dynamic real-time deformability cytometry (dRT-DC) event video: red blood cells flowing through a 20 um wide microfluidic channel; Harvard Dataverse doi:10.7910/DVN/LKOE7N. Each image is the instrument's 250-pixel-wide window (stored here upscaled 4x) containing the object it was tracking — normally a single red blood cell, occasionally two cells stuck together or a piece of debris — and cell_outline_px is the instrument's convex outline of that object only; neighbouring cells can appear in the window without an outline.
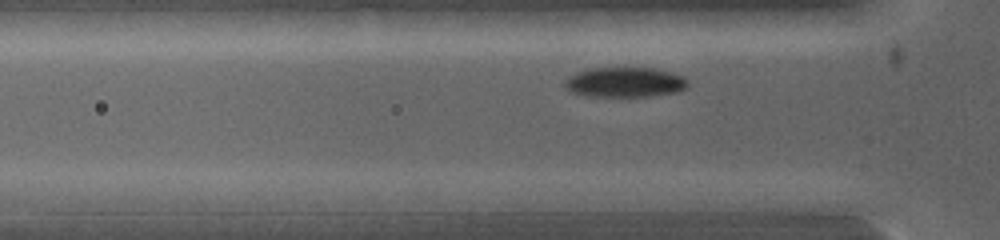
{"species": "common noctule bat (a hibernating species)", "species_latin": "Nyctalus noctula", "temperature_condition": "warm", "stored_images_in_passage": 33, "camera_frame_rate_fps": 5000, "um_per_image_px": 0.085, "animal": {"sex": "female", "body_mass_g": 19.0, "forearm_length_mm": 53.3}, "frame": {"image": 1, "passage_image": 5, "time_ms": 0.6, "image_size_px": [1000, 240], "cell_outline_px": [[688, 84], [684, 88], [676, 92], [644, 96], [596, 96], [576, 92], [568, 88], [568, 80], [572, 76], [580, 72], [592, 68], [652, 68], [684, 76], [688, 80]], "centroid_in_image_um": [53.23, 6.98], "position_along_channel_um": 72.6, "area_um2": 20.52}}
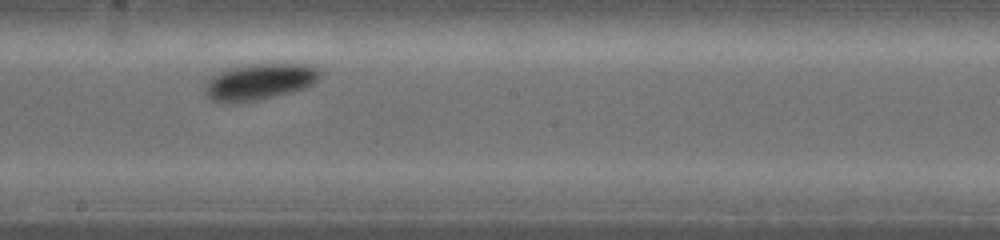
{"frame": {"image": 2, "passage_image": 21, "time_ms": 3.2, "image_size_px": [1000, 240], "cell_outline_px": [[320, 76], [312, 84], [288, 92], [268, 96], [244, 100], [212, 100], [208, 96], [204, 88], [208, 80], [212, 76], [220, 72], [232, 68], [268, 64], [292, 64], [312, 68], [320, 72]], "centroid_in_image_um": [22.02, 6.92], "position_along_channel_um": 226.2, "area_um2": 22.2}}
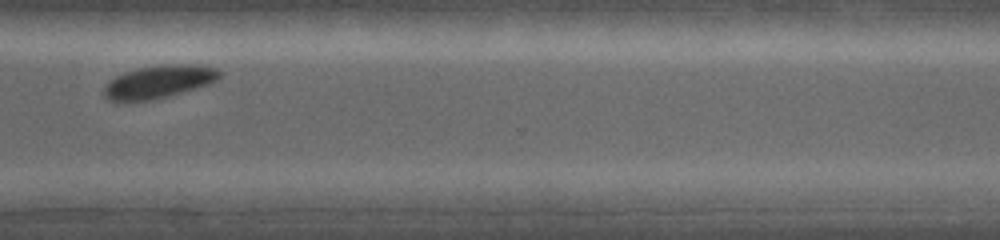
{"frame": {"image": 3, "passage_image": 31, "time_ms": 5.4, "image_size_px": [1000, 240], "cell_outline_px": [[220, 76], [216, 80], [208, 84], [164, 96], [148, 100], [112, 100], [104, 96], [104, 88], [116, 76], [124, 72], [140, 68], [216, 68], [220, 72]], "centroid_in_image_um": [13.39, 7.01], "position_along_channel_um": 357.2, "area_um2": 19.77}}